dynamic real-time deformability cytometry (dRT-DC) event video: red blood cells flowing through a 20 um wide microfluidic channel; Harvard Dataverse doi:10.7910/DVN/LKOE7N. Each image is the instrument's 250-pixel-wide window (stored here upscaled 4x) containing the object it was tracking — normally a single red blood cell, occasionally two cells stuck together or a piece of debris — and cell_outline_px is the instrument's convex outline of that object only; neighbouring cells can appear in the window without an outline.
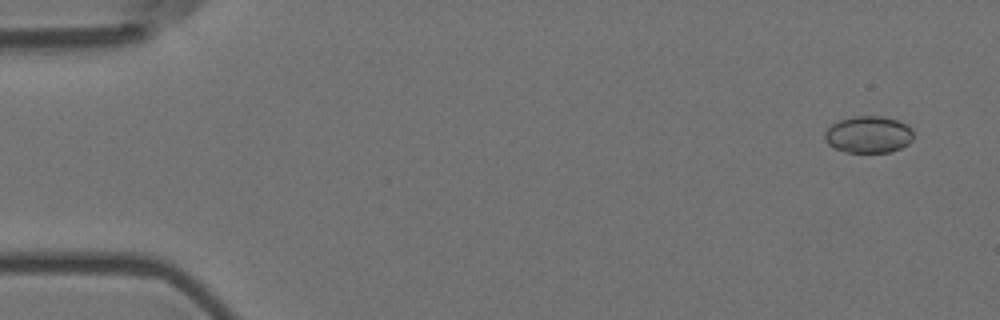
{"species": "Egyptian fruit bat (a non-hibernating species)", "species_latin": "Rousettus aegyptiacus", "temperature_condition": "room temperature", "stored_images_in_passage": 6, "camera_frame_rate_fps": 3000, "um_per_image_px": 0.085, "animal": {"sex": "female"}, "frame": {"image": 1, "passage_image": 2, "time_ms": 0.333, "image_size_px": [1000, 320], "cell_outline_px": [[912, 140], [908, 144], [892, 152], [844, 152], [832, 148], [824, 140], [824, 132], [832, 124], [840, 120], [852, 116], [884, 116], [896, 120], [912, 128]], "centroid_in_image_um": [73.78, 11.44], "position_along_channel_um": 11.2, "area_um2": 19.19}}
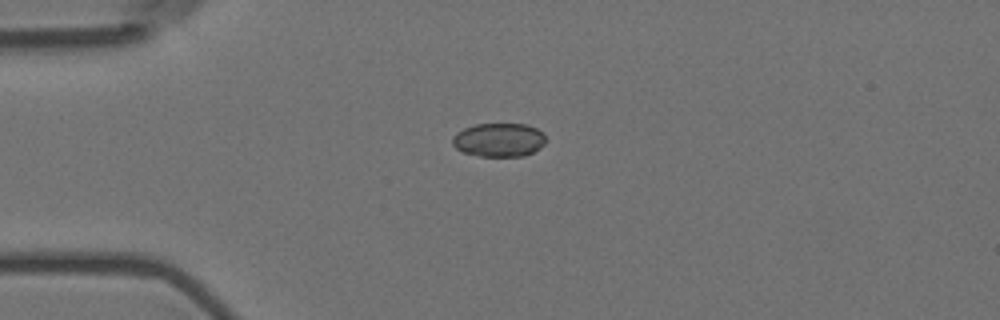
{"frame": {"image": 2, "passage_image": 5, "time_ms": 1.333, "image_size_px": [1000, 320], "cell_outline_px": [[544, 144], [540, 148], [524, 156], [480, 156], [464, 152], [456, 148], [452, 144], [452, 136], [456, 132], [464, 128], [476, 124], [528, 124], [544, 132]], "centroid_in_image_um": [42.4, 11.88], "position_along_channel_um": 42.6, "area_um2": 18.38}}